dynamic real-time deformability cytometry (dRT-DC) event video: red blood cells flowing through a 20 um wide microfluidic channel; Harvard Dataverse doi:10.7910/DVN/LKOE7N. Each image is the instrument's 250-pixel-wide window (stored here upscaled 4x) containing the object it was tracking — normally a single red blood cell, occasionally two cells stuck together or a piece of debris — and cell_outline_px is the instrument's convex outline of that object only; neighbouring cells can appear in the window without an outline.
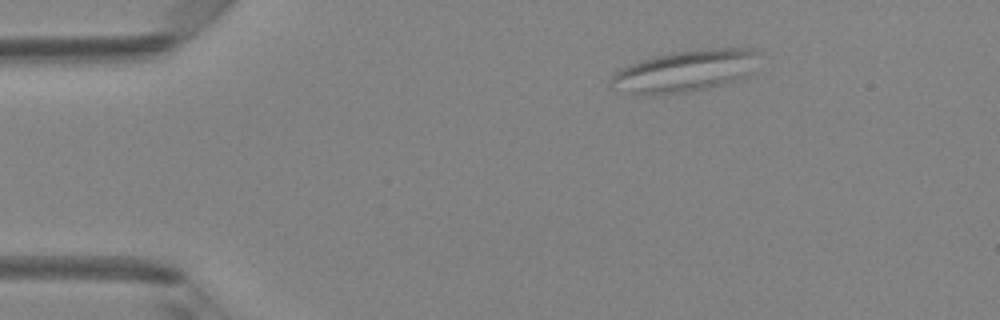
{"species": "Egyptian fruit bat (a non-hibernating species)", "species_latin": "Rousettus aegyptiacus", "temperature_condition": "room temperature", "stored_images_in_passage": 42, "segment_of_instrument_passage": [1, 2], "camera_frame_rate_fps": 3000, "um_per_image_px": 0.085, "animal": {"sex": "female"}, "frame": {"image": 1, "passage_image": 1, "time_ms": 0.0, "image_size_px": [1000, 320], "cell_outline_px": [[756, 52], [748, 76], [724, 84], [688, 92], [636, 92], [608, 84], [612, 76], [620, 68], [628, 64], [640, 60], [656, 56], [676, 52], [700, 48], [756, 48]], "centroid_in_image_um": [58.27, 5.98], "position_along_channel_um": 26.7, "area_um2": 34.56}}
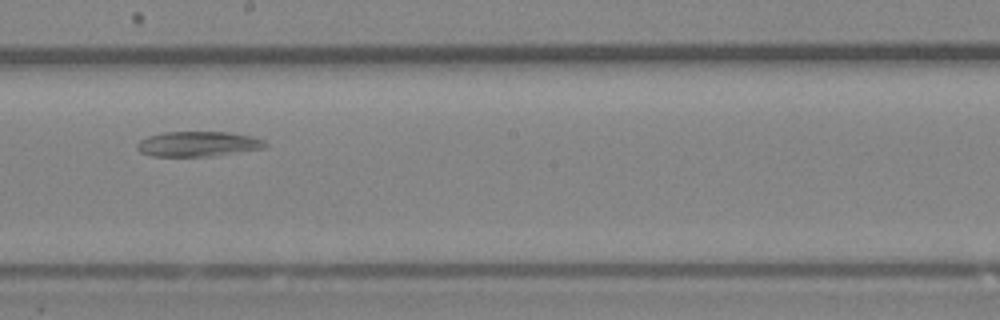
{"frame": {"image": 2, "passage_image": 21, "time_ms": 6.667, "image_size_px": [1000, 320], "cell_outline_px": [[268, 144], [264, 148], [212, 156], [152, 156], [140, 152], [136, 148], [136, 144], [140, 140], [148, 136], [164, 132], [228, 132], [252, 136], [264, 140]], "centroid_in_image_um": [16.82, 12.23], "position_along_channel_um": 231.4, "area_um2": 18.73}}
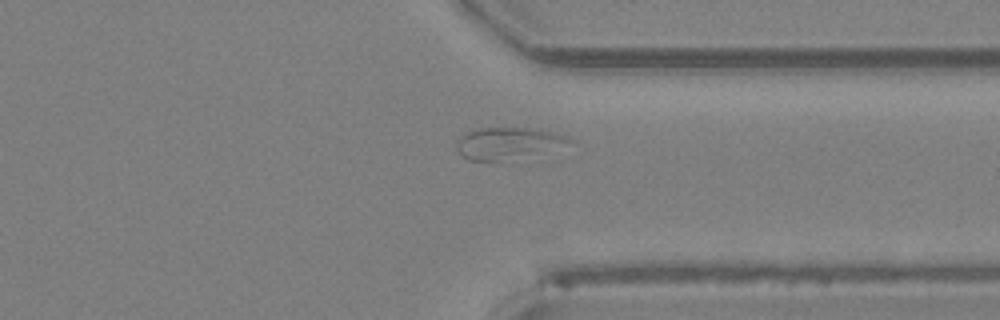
{"frame": {"image": 3, "passage_image": 31, "time_ms": 10.0, "image_size_px": [1000, 320], "cell_outline_px": [[572, 140], [496, 160], [468, 160], [460, 156], [456, 148], [456, 140], [468, 132], [480, 128], [528, 128], [568, 136]], "centroid_in_image_um": [42.87, 12.12], "position_along_channel_um": 368.5, "area_um2": 18.67}}